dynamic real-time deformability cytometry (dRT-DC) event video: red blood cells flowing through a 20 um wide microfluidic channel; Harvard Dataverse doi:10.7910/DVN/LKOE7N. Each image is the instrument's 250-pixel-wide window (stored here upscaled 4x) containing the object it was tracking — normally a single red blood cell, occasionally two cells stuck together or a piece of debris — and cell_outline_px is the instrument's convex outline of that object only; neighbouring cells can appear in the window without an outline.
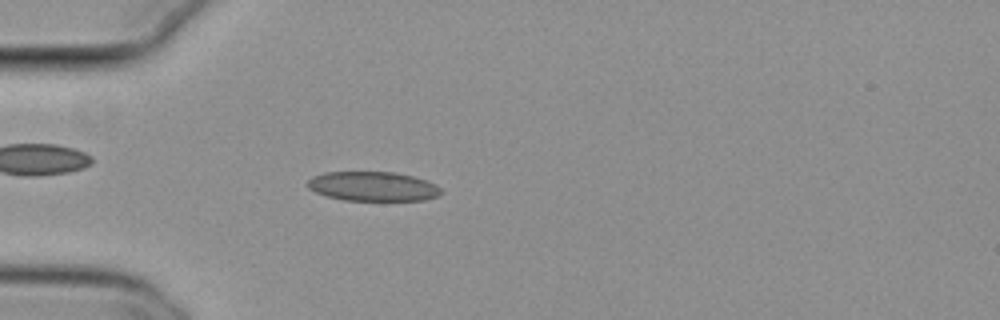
{"species": "common noctule bat (a hibernating species)", "species_latin": "Nyctalus noctula", "temperature_condition": "cold", "stored_images_in_passage": 42, "camera_frame_rate_fps": 3000, "um_per_image_px": 0.085, "animal": {"sex": "female", "body_mass_g": 29.2, "forearm_length_mm": 56.3}, "frame": {"image": 1, "passage_image": 4, "time_ms": 1.0, "image_size_px": [1000, 320], "cell_outline_px": [[444, 192], [440, 196], [424, 200], [344, 200], [328, 196], [316, 192], [308, 188], [308, 180], [312, 176], [324, 172], [396, 172], [412, 176], [436, 184]], "centroid_in_image_um": [31.72, 15.84], "position_along_channel_um": 53.3, "area_um2": 22.89}}
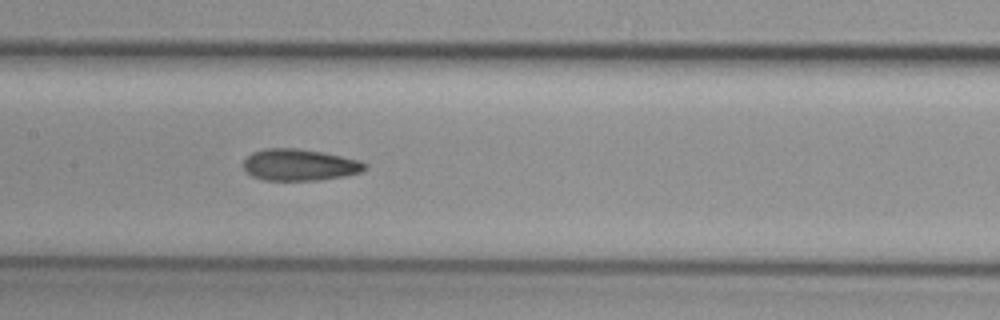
{"frame": {"image": 2, "passage_image": 15, "time_ms": 4.667, "image_size_px": [1000, 320], "cell_outline_px": [[368, 168], [360, 172], [344, 176], [320, 180], [264, 180], [252, 176], [244, 168], [244, 160], [252, 152], [264, 148], [296, 148], [324, 152], [360, 160], [368, 164]], "centroid_in_image_um": [25.49, 14.0], "position_along_channel_um": 181.9, "area_um2": 22.48}}
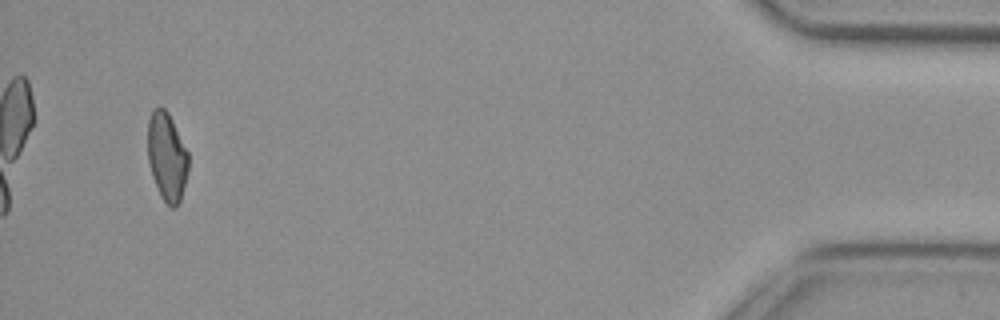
{"frame": {"image": 3, "passage_image": 40, "time_ms": 13.0, "image_size_px": [1000, 320], "cell_outline_px": [[188, 172], [180, 200], [176, 208], [172, 208], [160, 196], [152, 176], [148, 160], [148, 120], [152, 112], [156, 108], [164, 108], [168, 112], [188, 152]], "centroid_in_image_um": [14.19, 13.34], "position_along_channel_um": 421.0, "area_um2": 20.75}, "authors_computed_cell_mechanics": {"area_um2": 22.3108, "velocity_mm_per_s": 3.8013, "shape_relaxation_time_tau1_ms": null, "shape_relaxation_time_tau2_ms": 2.8619, "deformation_change_tau1": null, "deformation_change_tau2": 0.0846}}